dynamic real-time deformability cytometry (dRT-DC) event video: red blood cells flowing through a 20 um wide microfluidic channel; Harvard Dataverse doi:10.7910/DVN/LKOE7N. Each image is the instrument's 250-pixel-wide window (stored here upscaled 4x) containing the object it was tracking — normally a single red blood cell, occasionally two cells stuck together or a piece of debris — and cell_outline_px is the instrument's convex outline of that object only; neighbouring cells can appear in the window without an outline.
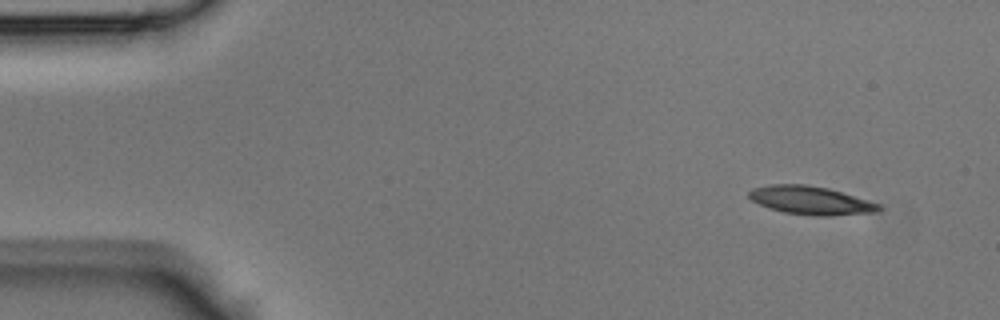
{"species": "Egyptian fruit bat (a non-hibernating species)", "species_latin": "Rousettus aegyptiacus", "temperature_condition": "room temperature", "stored_images_in_passage": 44, "camera_frame_rate_fps": 3000, "um_per_image_px": 0.085, "animal": {"sex": "male"}, "frame": {"image": 1, "passage_image": 1, "time_ms": 0.0, "image_size_px": [1000, 320], "cell_outline_px": [[884, 208], [876, 212], [832, 216], [816, 216], [784, 212], [760, 204], [752, 200], [748, 196], [748, 192], [752, 188], [772, 184], [804, 184], [828, 188], [868, 200], [880, 204]], "centroid_in_image_um": [68.94, 17.03], "position_along_channel_um": 16.1, "area_um2": 21.39}}
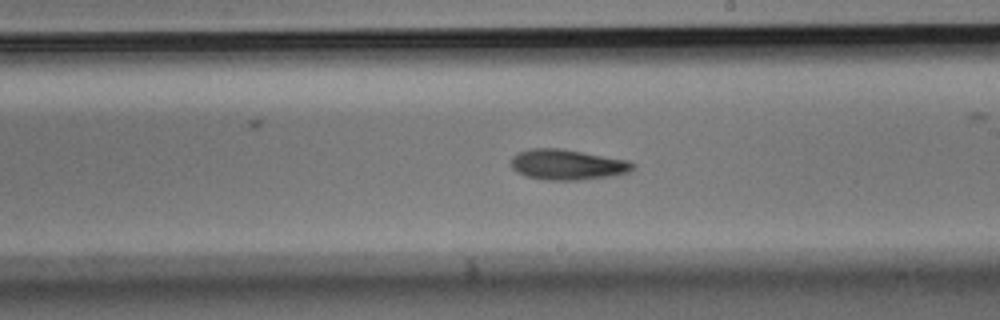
{"frame": {"image": 2, "passage_image": 24, "time_ms": 7.667, "image_size_px": [1000, 320], "cell_outline_px": [[636, 164], [628, 172], [608, 176], [580, 180], [544, 180], [524, 176], [516, 172], [512, 168], [512, 156], [516, 152], [532, 148], [560, 148], [628, 160]], "centroid_in_image_um": [48.17, 13.99], "position_along_channel_um": 240.8, "area_um2": 21.62}}
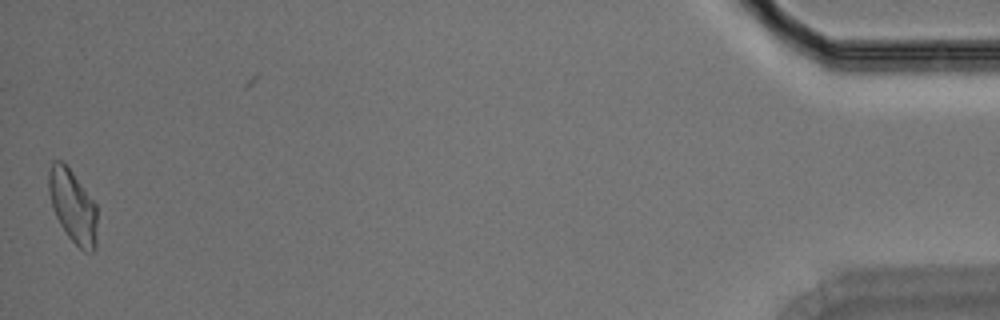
{"frame": {"image": 3, "passage_image": 44, "time_ms": 14.333, "image_size_px": [1000, 320], "cell_outline_px": [[96, 248], [92, 252], [84, 252], [68, 236], [60, 224], [52, 208], [48, 192], [48, 172], [52, 164], [56, 160], [60, 160], [72, 172], [96, 204]], "centroid_in_image_um": [6.18, 17.55], "position_along_channel_um": 429.0, "area_um2": 20.4}}